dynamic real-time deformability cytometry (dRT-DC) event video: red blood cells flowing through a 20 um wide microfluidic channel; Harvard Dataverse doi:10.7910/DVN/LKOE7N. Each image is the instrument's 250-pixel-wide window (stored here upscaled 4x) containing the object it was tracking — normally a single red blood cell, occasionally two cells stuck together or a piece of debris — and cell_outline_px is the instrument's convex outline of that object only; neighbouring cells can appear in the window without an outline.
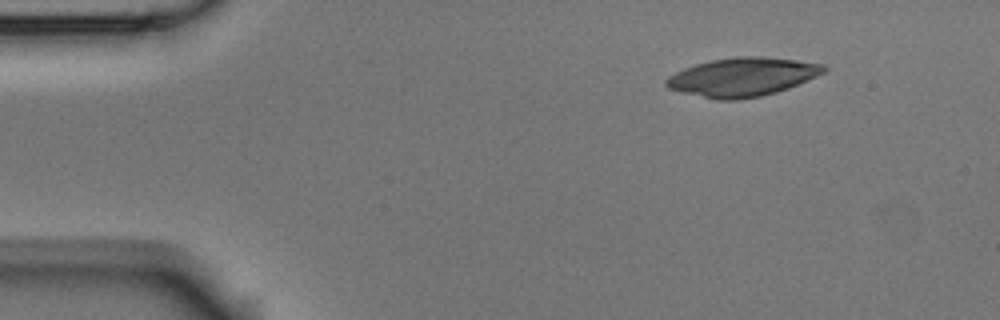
{"species": "Egyptian fruit bat (a non-hibernating species)", "species_latin": "Rousettus aegyptiacus", "temperature_condition": "room temperature", "stored_images_in_passage": 47, "camera_frame_rate_fps": 3000, "um_per_image_px": 0.085, "animal": {"sex": "male"}, "frame": {"image": 1, "passage_image": 1, "time_ms": 0.0, "image_size_px": [1000, 320], "cell_outline_px": [[828, 68], [824, 72], [816, 76], [788, 88], [776, 92], [760, 96], [736, 100], [716, 100], [680, 92], [668, 88], [664, 84], [664, 80], [668, 76], [684, 68], [696, 64], [712, 60], [736, 56], [764, 56], [796, 60], [824, 64]], "centroid_in_image_um": [63.07, 6.54], "position_along_channel_um": 21.9, "area_um2": 35.55}}